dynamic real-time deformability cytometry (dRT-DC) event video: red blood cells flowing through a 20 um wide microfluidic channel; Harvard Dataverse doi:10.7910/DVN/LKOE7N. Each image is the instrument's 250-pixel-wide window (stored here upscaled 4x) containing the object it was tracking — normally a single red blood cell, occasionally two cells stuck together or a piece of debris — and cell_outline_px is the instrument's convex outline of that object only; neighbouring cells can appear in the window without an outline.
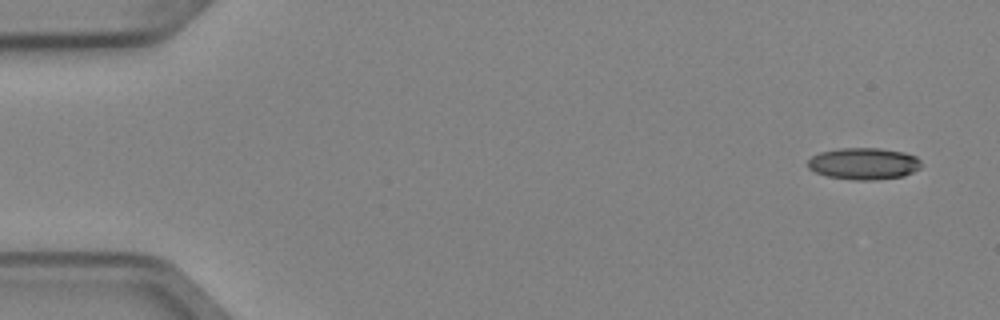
{"species": "Egyptian fruit bat (a non-hibernating species)", "species_latin": "Rousettus aegyptiacus", "temperature_condition": "cold", "stored_images_in_passage": 6, "camera_frame_rate_fps": 3000, "um_per_image_px": 0.085, "animal": {"sex": "female"}, "frame": {"image": 1, "passage_image": 1, "time_ms": 0.0, "image_size_px": [1000, 320], "cell_outline_px": [[920, 168], [904, 176], [876, 180], [852, 180], [828, 176], [816, 172], [808, 168], [808, 160], [812, 156], [820, 152], [840, 148], [880, 148], [904, 152], [916, 156], [920, 160]], "centroid_in_image_um": [73.43, 13.91], "position_along_channel_um": 11.6, "area_um2": 21.04}}
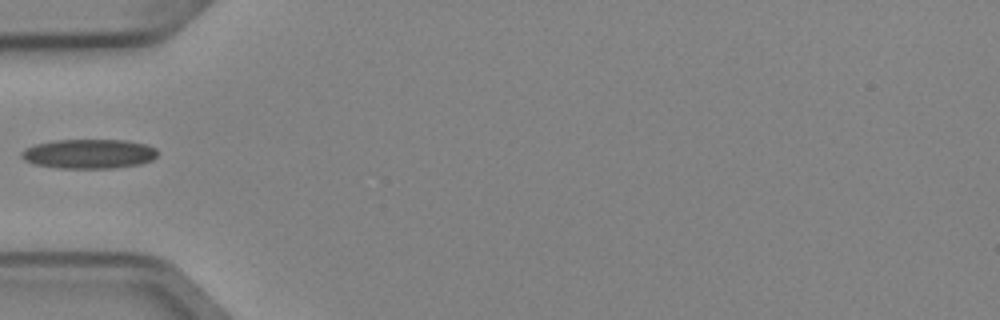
{"frame": {"image": 2, "passage_image": 5, "time_ms": 1.333, "image_size_px": [1000, 320], "cell_outline_px": [[156, 156], [152, 160], [140, 164], [112, 168], [60, 168], [32, 164], [24, 160], [20, 156], [20, 152], [24, 148], [36, 144], [52, 140], [128, 140], [144, 144], [156, 148]], "centroid_in_image_um": [7.51, 13.07], "position_along_channel_um": 77.5, "area_um2": 23.47}}
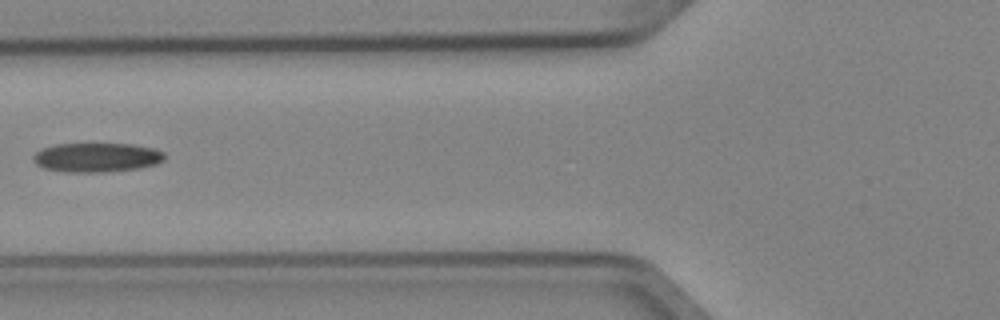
{"frame": {"image": 3, "passage_image": 6, "time_ms": 1.667, "image_size_px": [1000, 320], "cell_outline_px": [[164, 160], [156, 164], [136, 168], [100, 172], [68, 172], [44, 168], [36, 164], [32, 160], [32, 156], [40, 148], [56, 144], [132, 144], [156, 148], [164, 152]], "centroid_in_image_um": [8.2, 13.37], "position_along_channel_um": 117.6, "area_um2": 22.37}}